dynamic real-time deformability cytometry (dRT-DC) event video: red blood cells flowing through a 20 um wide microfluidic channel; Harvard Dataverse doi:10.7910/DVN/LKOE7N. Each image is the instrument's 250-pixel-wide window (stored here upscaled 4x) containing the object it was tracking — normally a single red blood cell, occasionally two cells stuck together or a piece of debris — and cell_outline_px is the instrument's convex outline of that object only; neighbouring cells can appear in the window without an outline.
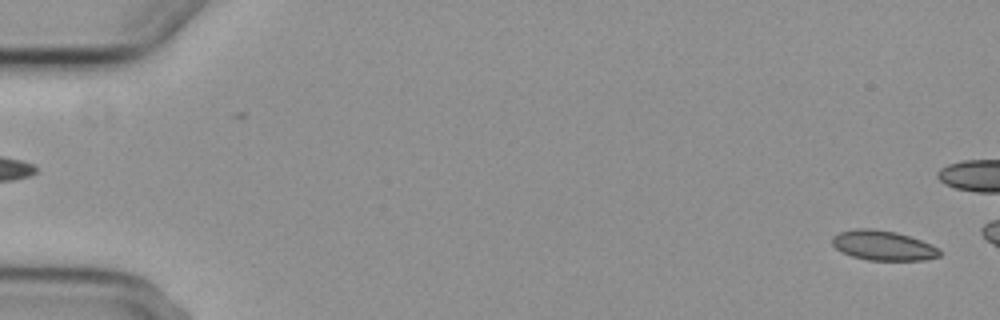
{"species": "common noctule bat (a hibernating species)", "species_latin": "Nyctalus noctula", "temperature_condition": "cold", "stored_images_in_passage": 5, "segment_of_instrument_passage": [2, 2], "camera_frame_rate_fps": 3000, "um_per_image_px": 0.085, "animal": {"sex": "female", "body_mass_g": 29.2, "forearm_length_mm": 56.3}, "frame": {"image": 1, "passage_image": 5, "time_ms": 4.667, "image_size_px": [1000, 320], "cell_outline_px": [[940, 256], [924, 260], [868, 260], [852, 256], [836, 248], [832, 244], [832, 236], [840, 232], [856, 228], [872, 228], [896, 232], [932, 244], [940, 252]], "centroid_in_image_um": [75.05, 20.86], "position_along_channel_um": 10.0, "area_um2": 18.5}}